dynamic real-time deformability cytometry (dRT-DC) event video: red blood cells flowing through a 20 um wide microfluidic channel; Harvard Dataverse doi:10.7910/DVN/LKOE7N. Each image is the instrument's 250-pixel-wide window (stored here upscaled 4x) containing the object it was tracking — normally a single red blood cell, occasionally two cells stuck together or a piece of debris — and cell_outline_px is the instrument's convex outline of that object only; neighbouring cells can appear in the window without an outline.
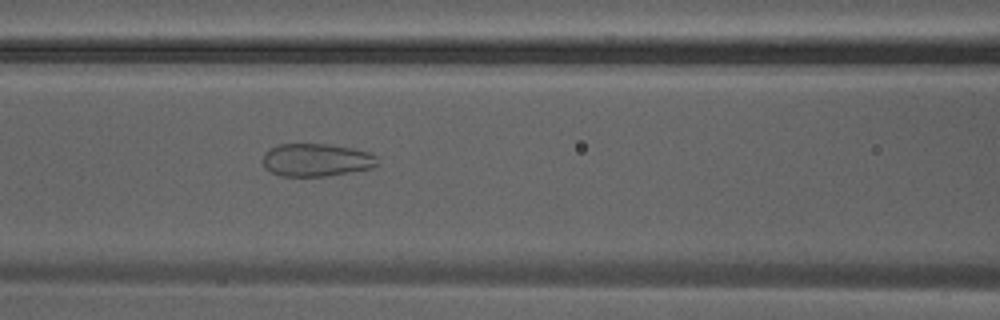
{"species": "Egyptian fruit bat (a non-hibernating species)", "species_latin": "Rousettus aegyptiacus", "temperature_condition": "warm", "stored_images_in_passage": 41, "camera_frame_rate_fps": 3000, "um_per_image_px": 0.085, "animal": {"sex": "male"}, "frame": {"image": 1, "passage_image": 18, "time_ms": 5.667, "image_size_px": [1000, 320], "cell_outline_px": [[376, 164], [372, 168], [324, 176], [280, 176], [264, 168], [264, 152], [268, 148], [280, 144], [328, 144], [352, 148], [368, 152], [376, 156]], "centroid_in_image_um": [26.84, 13.59], "position_along_channel_um": 139.8, "area_um2": 21.79}}